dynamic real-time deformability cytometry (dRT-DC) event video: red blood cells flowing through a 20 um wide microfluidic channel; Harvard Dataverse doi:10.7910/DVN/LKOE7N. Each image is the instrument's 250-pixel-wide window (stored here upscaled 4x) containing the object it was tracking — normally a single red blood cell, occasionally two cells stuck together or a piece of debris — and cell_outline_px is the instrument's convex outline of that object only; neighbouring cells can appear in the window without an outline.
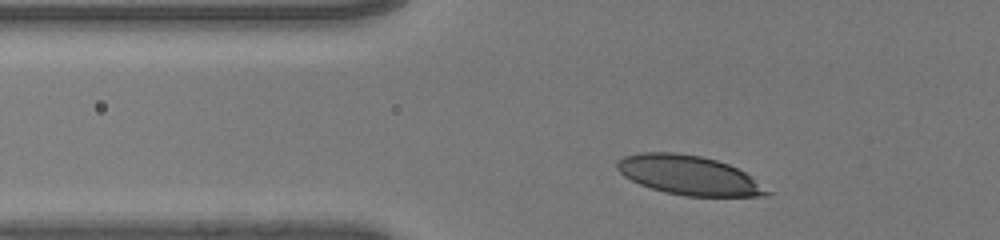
{"species": "human", "species_latin": "Homo sapiens", "temperature_condition": "room temperature", "stored_images_in_passage": 35, "camera_frame_rate_fps": 3000, "um_per_image_px": 0.085, "donor": {"sex": "male"}, "frame": {"image": 1, "passage_image": 6, "time_ms": 1.667, "image_size_px": [1000, 240], "cell_outline_px": [[772, 192], [760, 196], [684, 196], [664, 192], [640, 184], [624, 176], [616, 168], [616, 160], [624, 156], [640, 152], [672, 152], [700, 156], [716, 160], [728, 164], [752, 176]], "centroid_in_image_um": [58.53, 14.89], "position_along_channel_um": 67.3, "area_um2": 34.22}}
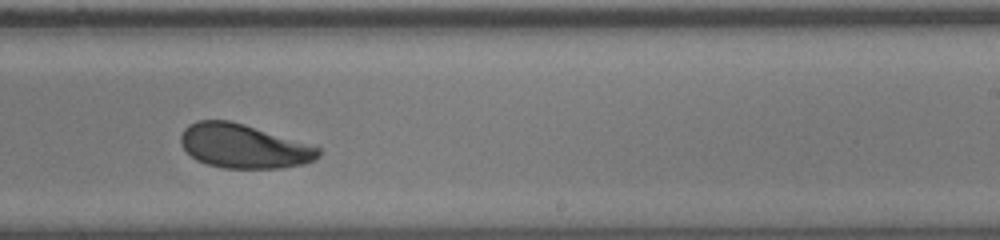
{"frame": {"image": 2, "passage_image": 23, "time_ms": 7.333, "image_size_px": [1000, 240], "cell_outline_px": [[320, 156], [304, 164], [280, 168], [224, 168], [208, 164], [196, 160], [180, 144], [180, 136], [184, 128], [188, 124], [196, 120], [228, 120], [244, 124], [320, 148]], "centroid_in_image_um": [20.66, 12.42], "position_along_channel_um": 268.3, "area_um2": 35.03}}
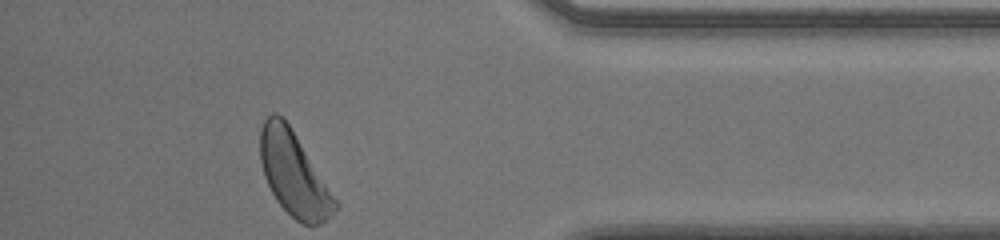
{"frame": {"image": 3, "passage_image": 35, "time_ms": 11.333, "image_size_px": [1000, 240], "cell_outline_px": [[340, 204], [320, 224], [304, 224], [296, 220], [276, 200], [264, 176], [260, 160], [260, 128], [264, 120], [272, 112], [276, 112], [288, 124]], "centroid_in_image_um": [24.95, 14.77], "position_along_channel_um": 410.3, "area_um2": 35.78}, "authors_computed_cell_mechanics": {"area_um2": 35.836, "velocity_mm_per_s": 3.9694, "shape_relaxation_time_tau1_ms": 2.3187, "shape_relaxation_time_tau2_ms": 2.5449, "deformation_change_tau1": 0.1215, "deformation_change_tau2": 0.0775}}